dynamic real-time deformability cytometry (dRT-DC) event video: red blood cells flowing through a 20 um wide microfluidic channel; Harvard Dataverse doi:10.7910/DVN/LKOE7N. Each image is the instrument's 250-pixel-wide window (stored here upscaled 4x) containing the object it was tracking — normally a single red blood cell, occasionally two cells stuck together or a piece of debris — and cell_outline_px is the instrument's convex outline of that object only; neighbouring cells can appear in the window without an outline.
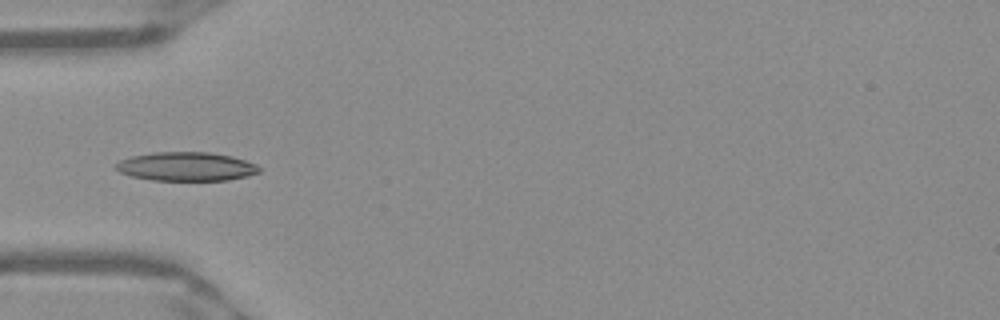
{"species": "Egyptian fruit bat (a non-hibernating species)", "species_latin": "Rousettus aegyptiacus", "temperature_condition": "warm", "stored_images_in_passage": 51, "camera_frame_rate_fps": 3000, "um_per_image_px": 0.085, "frame": {"image": 1, "passage_image": 16, "time_ms": 5.0, "image_size_px": [1000, 320], "cell_outline_px": [[260, 172], [248, 176], [228, 180], [152, 180], [132, 176], [120, 172], [116, 168], [116, 164], [120, 160], [132, 156], [152, 152], [208, 152], [232, 156], [256, 164], [260, 168]], "centroid_in_image_um": [15.85, 14.15], "position_along_channel_um": 69.2, "area_um2": 23.99}}
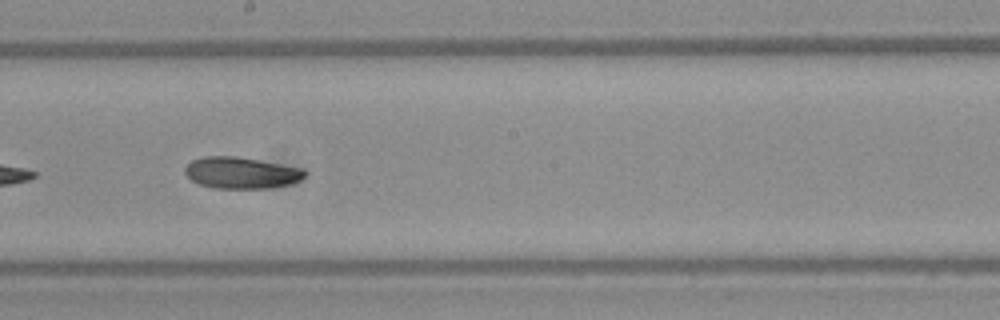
{"frame": {"image": 2, "passage_image": 28, "time_ms": 9.0, "image_size_px": [1000, 320], "cell_outline_px": [[308, 172], [300, 180], [292, 184], [272, 188], [216, 188], [200, 184], [192, 180], [184, 172], [184, 168], [192, 160], [204, 156], [236, 156], [304, 168]], "centroid_in_image_um": [20.55, 14.68], "position_along_channel_um": 227.7, "area_um2": 22.08}}
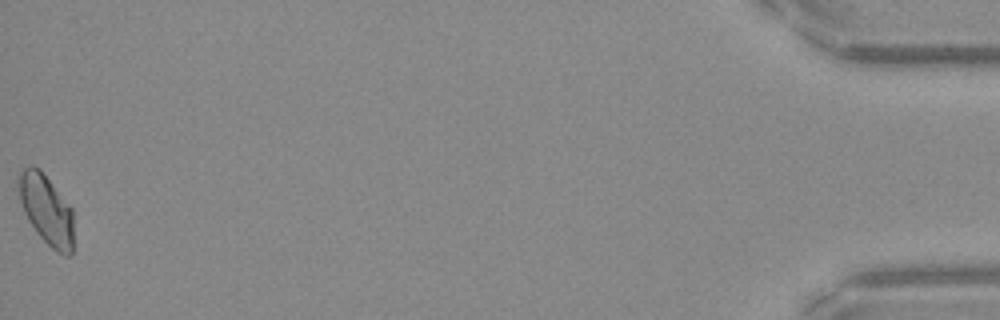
{"frame": {"image": 3, "passage_image": 51, "time_ms": 16.667, "image_size_px": [1000, 320], "cell_outline_px": [[72, 256], [64, 256], [56, 252], [36, 232], [28, 220], [24, 212], [20, 200], [16, 180], [20, 172], [24, 168], [32, 164], [40, 168], [72, 208]], "centroid_in_image_um": [3.92, 17.79], "position_along_channel_um": 431.3, "area_um2": 22.54}, "authors_computed_cell_mechanics": {"area_um2": 22.1374, "velocity_mm_per_s": 3.9474, "shape_relaxation_time_tau1_ms": 9.4616, "shape_relaxation_time_tau2_ms": null, "deformation_change_tau1": 0.1766, "deformation_change_tau2": null}}